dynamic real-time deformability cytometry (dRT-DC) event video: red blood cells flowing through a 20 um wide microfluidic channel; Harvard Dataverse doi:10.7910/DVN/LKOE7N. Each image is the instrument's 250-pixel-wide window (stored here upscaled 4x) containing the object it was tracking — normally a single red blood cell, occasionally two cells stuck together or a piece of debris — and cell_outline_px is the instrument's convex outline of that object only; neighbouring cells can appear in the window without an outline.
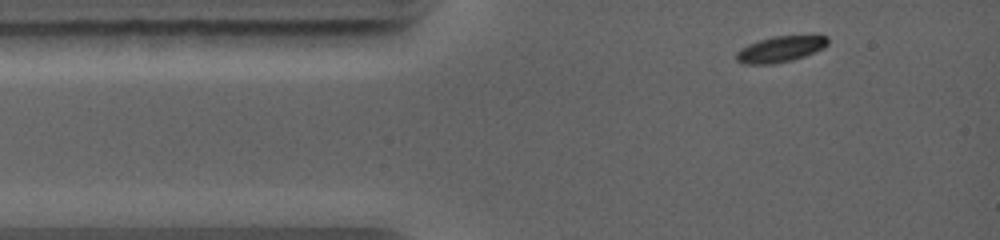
{"species": "common noctule bat (a hibernating species)", "species_latin": "Nyctalus noctula", "temperature_condition": "warm", "stored_images_in_passage": 5, "camera_frame_rate_fps": 5000, "um_per_image_px": 0.085, "animal": {"sex": "female", "body_mass_g": 19.0, "forearm_length_mm": 56.7}, "frame": {"image": 1, "passage_image": 1, "time_ms": 0.0, "image_size_px": [1000, 240], "cell_outline_px": [[828, 44], [824, 48], [804, 56], [792, 60], [772, 64], [744, 64], [736, 60], [736, 52], [740, 48], [748, 44], [772, 36], [816, 32], [828, 36]], "centroid_in_image_um": [66.42, 4.11], "position_along_channel_um": 18.6, "area_um2": 14.57}}
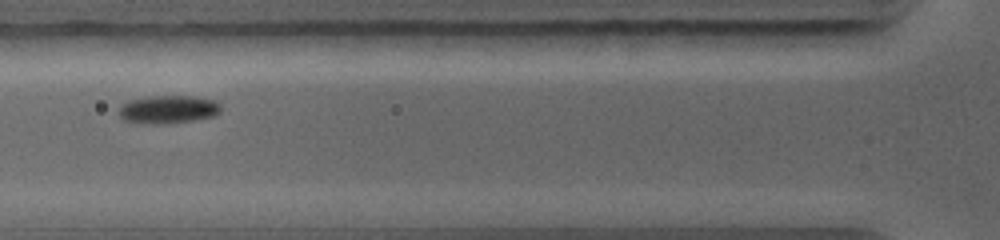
{"frame": {"image": 2, "passage_image": 4, "time_ms": 2.8, "image_size_px": [1000, 240], "cell_outline_px": [[220, 112], [212, 116], [192, 120], [164, 124], [152, 124], [124, 120], [120, 116], [120, 104], [128, 100], [148, 96], [196, 96], [212, 100], [220, 104]], "centroid_in_image_um": [14.27, 9.29], "position_along_channel_um": 111.5, "area_um2": 16.59}}
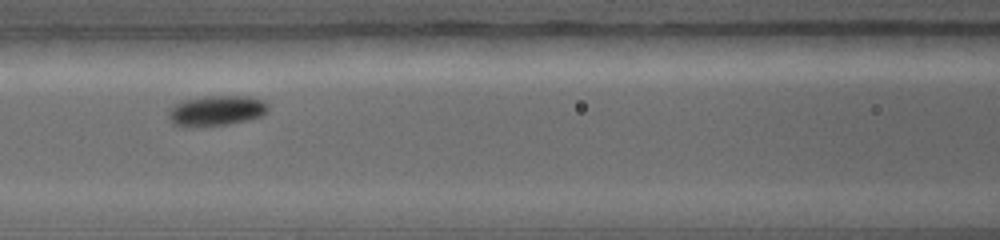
{"frame": {"image": 3, "passage_image": 5, "time_ms": 3.6, "image_size_px": [1000, 240], "cell_outline_px": [[268, 108], [260, 116], [228, 124], [192, 128], [172, 124], [168, 116], [168, 108], [184, 100], [208, 96], [248, 96], [264, 100], [268, 104]], "centroid_in_image_um": [18.33, 9.41], "position_along_channel_um": 148.3, "area_um2": 17.63}}